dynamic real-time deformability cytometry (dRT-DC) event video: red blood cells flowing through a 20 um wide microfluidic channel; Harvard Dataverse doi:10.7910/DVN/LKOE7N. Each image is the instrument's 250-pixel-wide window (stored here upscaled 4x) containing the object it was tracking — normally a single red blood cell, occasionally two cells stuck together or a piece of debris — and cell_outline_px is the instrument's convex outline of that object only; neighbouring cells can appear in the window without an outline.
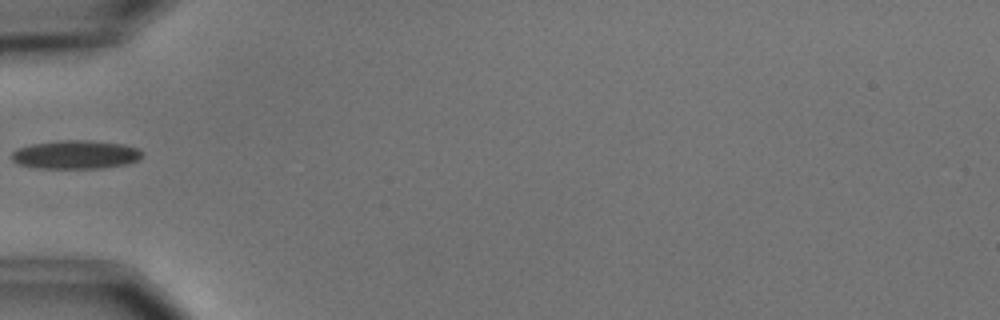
{"species": "common noctule bat (a hibernating species)", "species_latin": "Nyctalus noctula", "temperature_condition": "cold", "stored_images_in_passage": 3, "camera_frame_rate_fps": 3000, "um_per_image_px": 0.085, "animal": {"sex": "male", "body_mass_g": 15.6}, "frame": {"image": 1, "passage_image": 2, "time_ms": 1.333, "image_size_px": [1000, 320], "cell_outline_px": [[144, 156], [140, 160], [124, 164], [100, 168], [40, 168], [20, 164], [12, 160], [12, 152], [16, 148], [32, 144], [60, 140], [92, 140], [124, 144], [136, 148], [144, 152]], "centroid_in_image_um": [6.47, 13.13], "position_along_channel_um": 78.5, "area_um2": 21.79}}